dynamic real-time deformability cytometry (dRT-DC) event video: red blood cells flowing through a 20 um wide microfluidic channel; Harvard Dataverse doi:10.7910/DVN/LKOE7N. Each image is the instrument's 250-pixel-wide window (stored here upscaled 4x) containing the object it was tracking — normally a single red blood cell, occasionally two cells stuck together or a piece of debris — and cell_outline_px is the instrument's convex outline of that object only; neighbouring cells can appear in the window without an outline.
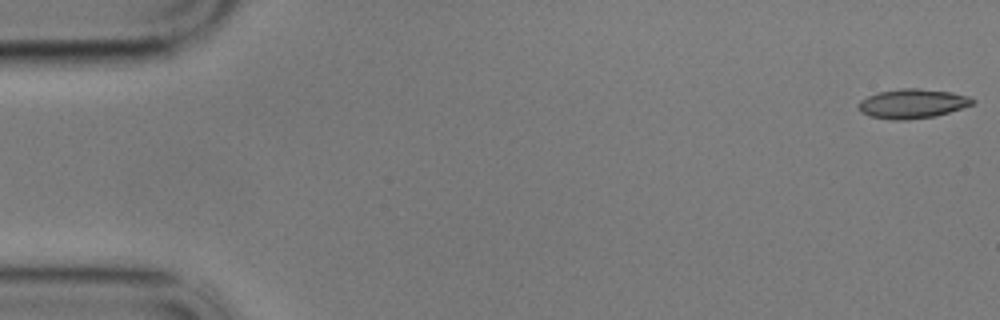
{"species": "common noctule bat (a hibernating species)", "species_latin": "Nyctalus noctula", "temperature_condition": "cold", "stored_images_in_passage": 58, "camera_frame_rate_fps": 3000, "um_per_image_px": 0.085, "animal": {"sex": "male", "body_mass_g": 17.9}, "frame": {"image": 1, "passage_image": 1, "time_ms": 0.0, "image_size_px": [1000, 320], "cell_outline_px": [[976, 100], [972, 104], [936, 116], [908, 120], [892, 120], [868, 116], [860, 112], [856, 108], [856, 104], [860, 100], [876, 92], [900, 88], [920, 88], [952, 92], [968, 96]], "centroid_in_image_um": [77.48, 8.81], "position_along_channel_um": 7.5, "area_um2": 19.83}}
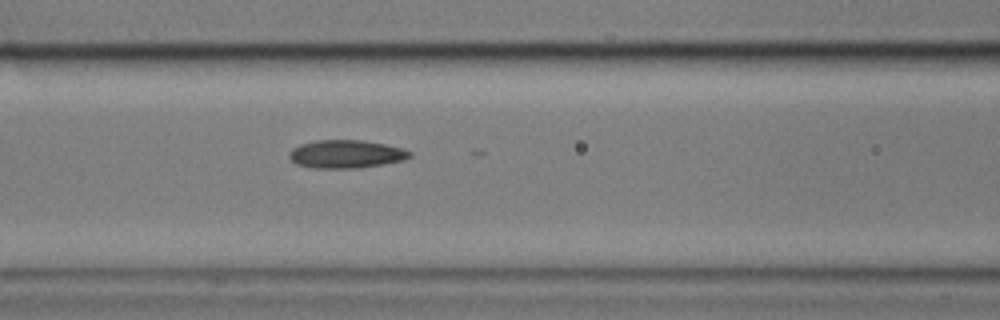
{"frame": {"image": 2, "passage_image": 24, "time_ms": 7.667, "image_size_px": [1000, 320], "cell_outline_px": [[412, 156], [404, 160], [360, 168], [312, 168], [296, 164], [288, 156], [288, 152], [292, 148], [300, 144], [316, 140], [360, 140], [384, 144], [404, 148], [412, 152]], "centroid_in_image_um": [29.41, 13.1], "position_along_channel_um": 137.2, "area_um2": 19.88}}
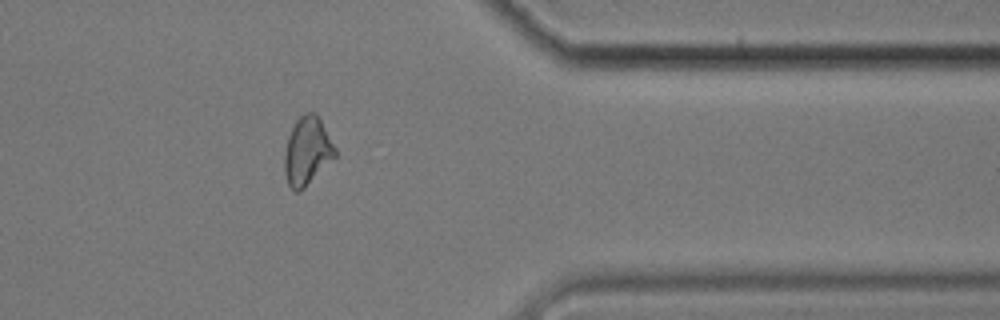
{"frame": {"image": 3, "passage_image": 47, "time_ms": 15.333, "image_size_px": [1000, 320], "cell_outline_px": [[336, 156], [300, 192], [296, 192], [288, 184], [284, 172], [284, 152], [288, 136], [296, 120], [304, 112], [316, 112], [336, 148]], "centroid_in_image_um": [26.1, 12.83], "position_along_channel_um": 385.3, "area_um2": 20.06}, "authors_computed_cell_mechanics": {"area_um2": 19.6809, "velocity_mm_per_s": 3.43, "shape_relaxation_time_tau1_ms": null, "shape_relaxation_time_tau2_ms": 4.2794, "deformation_change_tau1": null, "deformation_change_tau2": 0.1092}}